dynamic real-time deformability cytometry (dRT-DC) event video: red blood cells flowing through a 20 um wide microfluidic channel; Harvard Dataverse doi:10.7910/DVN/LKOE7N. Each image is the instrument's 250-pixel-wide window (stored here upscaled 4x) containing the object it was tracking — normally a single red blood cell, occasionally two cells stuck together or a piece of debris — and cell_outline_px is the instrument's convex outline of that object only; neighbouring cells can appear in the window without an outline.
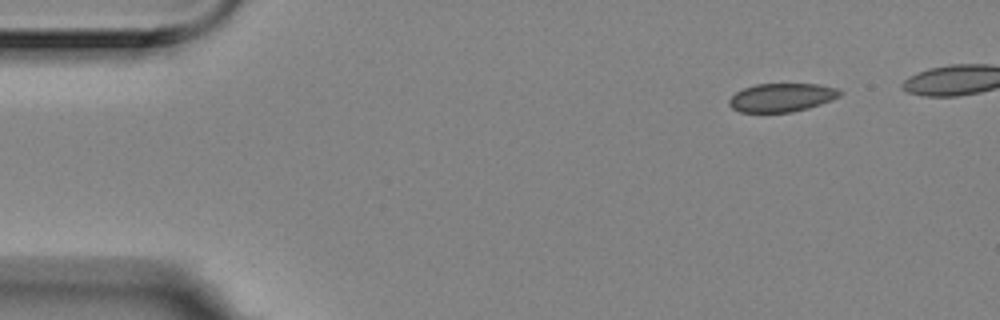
{"species": "Egyptian fruit bat (a non-hibernating species)", "species_latin": "Rousettus aegyptiacus", "temperature_condition": "room temperature", "stored_images_in_passage": 4, "camera_frame_rate_fps": 3000, "um_per_image_px": 0.085, "animal": {"sex": "female"}, "frame": {"image": 1, "passage_image": 1, "time_ms": 0.0, "image_size_px": [1000, 320], "cell_outline_px": [[844, 92], [840, 96], [832, 100], [808, 108], [792, 112], [740, 112], [732, 108], [728, 104], [728, 100], [736, 92], [744, 88], [756, 84], [820, 84], [836, 88]], "centroid_in_image_um": [66.46, 8.28], "position_along_channel_um": 18.5, "area_um2": 18.44}}